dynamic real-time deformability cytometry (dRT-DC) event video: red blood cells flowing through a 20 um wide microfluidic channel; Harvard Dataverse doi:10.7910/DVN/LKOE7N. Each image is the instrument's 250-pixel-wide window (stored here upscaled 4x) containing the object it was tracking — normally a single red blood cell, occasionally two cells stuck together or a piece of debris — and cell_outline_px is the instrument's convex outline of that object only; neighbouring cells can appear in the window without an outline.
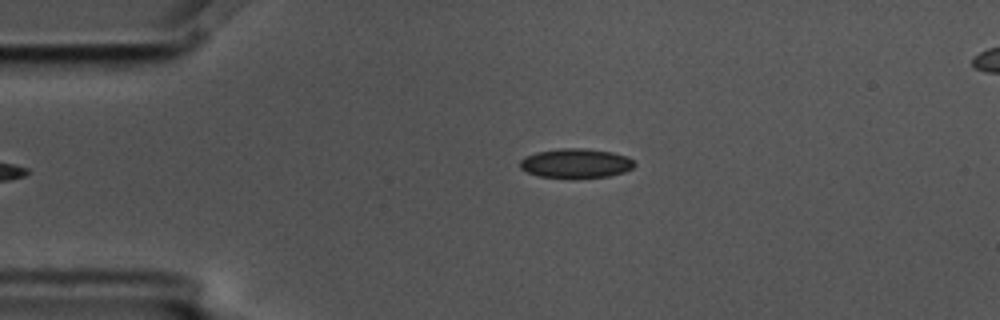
{"species": "common noctule bat (a hibernating species)", "species_latin": "Nyctalus noctula", "temperature_condition": "cold", "stored_images_in_passage": 5, "camera_frame_rate_fps": 3000, "um_per_image_px": 0.085, "animal": {"sex": "male", "body_mass_g": 17.5, "forearm_length_mm": 52.3}, "frame": {"image": 1, "passage_image": 5, "time_ms": 1.333, "image_size_px": [1000, 320], "cell_outline_px": [[636, 164], [632, 168], [624, 172], [612, 176], [536, 176], [520, 168], [520, 160], [524, 156], [536, 152], [560, 148], [580, 148], [612, 152], [628, 156]], "centroid_in_image_um": [48.95, 13.85], "position_along_channel_um": 36.1, "area_um2": 19.19}}